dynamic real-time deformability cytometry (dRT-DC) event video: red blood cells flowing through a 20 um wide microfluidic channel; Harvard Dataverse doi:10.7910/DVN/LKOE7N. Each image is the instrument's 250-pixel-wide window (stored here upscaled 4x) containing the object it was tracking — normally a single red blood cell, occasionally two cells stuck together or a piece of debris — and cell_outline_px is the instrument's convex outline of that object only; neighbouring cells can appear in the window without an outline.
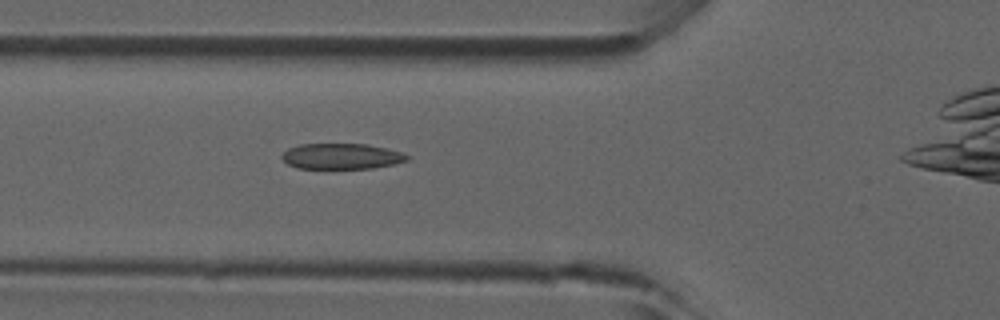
{"species": "common noctule bat (a hibernating species)", "species_latin": "Nyctalus noctula", "temperature_condition": "room temperature", "stored_images_in_passage": 30, "camera_frame_rate_fps": 3000, "um_per_image_px": 0.085, "animal": {"sex": "male", "forearm_length_mm": 52.5}, "frame": {"image": 1, "passage_image": 5, "time_ms": 1.333, "image_size_px": [1000, 320], "cell_outline_px": [[408, 160], [392, 164], [372, 168], [296, 168], [288, 164], [280, 156], [288, 148], [300, 144], [368, 144], [400, 152], [408, 156]], "centroid_in_image_um": [28.98, 13.28], "position_along_channel_um": 96.8, "area_um2": 18.5}}
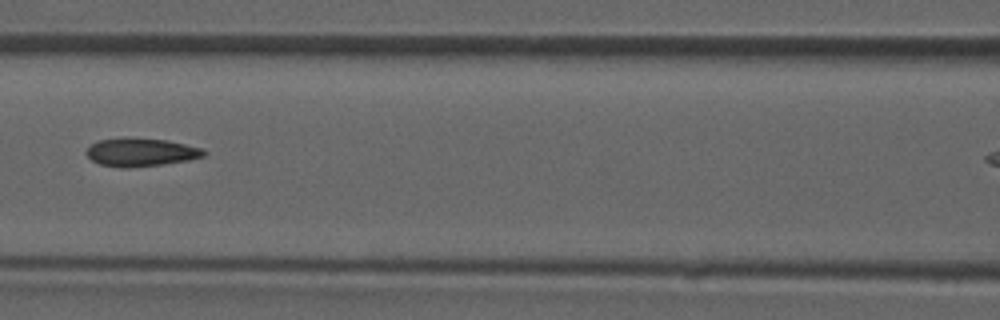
{"frame": {"image": 2, "passage_image": 9, "time_ms": 2.667, "image_size_px": [1000, 320], "cell_outline_px": [[208, 152], [204, 156], [188, 160], [164, 164], [128, 168], [120, 168], [100, 164], [92, 160], [84, 152], [92, 144], [100, 140], [124, 136], [168, 140], [204, 148]], "centroid_in_image_um": [11.99, 12.92], "position_along_channel_um": 154.6, "area_um2": 19.71}}